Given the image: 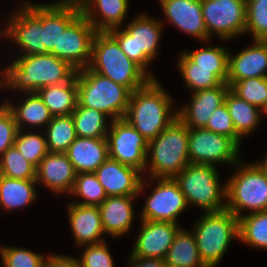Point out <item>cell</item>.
<instances>
[{"instance_id": "6da1fadb", "label": "cell", "mask_w": 267, "mask_h": 267, "mask_svg": "<svg viewBox=\"0 0 267 267\" xmlns=\"http://www.w3.org/2000/svg\"><path fill=\"white\" fill-rule=\"evenodd\" d=\"M12 61L1 71L0 87L20 90L23 94L69 82L77 73V69L69 62L52 53L18 55Z\"/></svg>"}, {"instance_id": "7a4b0ae2", "label": "cell", "mask_w": 267, "mask_h": 267, "mask_svg": "<svg viewBox=\"0 0 267 267\" xmlns=\"http://www.w3.org/2000/svg\"><path fill=\"white\" fill-rule=\"evenodd\" d=\"M172 105L169 93L158 80L151 79L144 87L131 92L124 119L149 142L178 118Z\"/></svg>"}, {"instance_id": "3957f363", "label": "cell", "mask_w": 267, "mask_h": 267, "mask_svg": "<svg viewBox=\"0 0 267 267\" xmlns=\"http://www.w3.org/2000/svg\"><path fill=\"white\" fill-rule=\"evenodd\" d=\"M89 68L127 87L131 92L144 87L151 78L120 48L108 31H97L92 44Z\"/></svg>"}, {"instance_id": "277c9868", "label": "cell", "mask_w": 267, "mask_h": 267, "mask_svg": "<svg viewBox=\"0 0 267 267\" xmlns=\"http://www.w3.org/2000/svg\"><path fill=\"white\" fill-rule=\"evenodd\" d=\"M146 158L145 172L148 171L150 178H175L190 164L188 127L176 118L156 138L149 141Z\"/></svg>"}, {"instance_id": "5b68a950", "label": "cell", "mask_w": 267, "mask_h": 267, "mask_svg": "<svg viewBox=\"0 0 267 267\" xmlns=\"http://www.w3.org/2000/svg\"><path fill=\"white\" fill-rule=\"evenodd\" d=\"M78 103L106 114L110 121L125 117L131 91L110 78L101 76L89 67L76 73Z\"/></svg>"}, {"instance_id": "8992f818", "label": "cell", "mask_w": 267, "mask_h": 267, "mask_svg": "<svg viewBox=\"0 0 267 267\" xmlns=\"http://www.w3.org/2000/svg\"><path fill=\"white\" fill-rule=\"evenodd\" d=\"M192 230L201 260L207 267H215L231 242L239 240V219L227 209L205 212Z\"/></svg>"}, {"instance_id": "52a82bcc", "label": "cell", "mask_w": 267, "mask_h": 267, "mask_svg": "<svg viewBox=\"0 0 267 267\" xmlns=\"http://www.w3.org/2000/svg\"><path fill=\"white\" fill-rule=\"evenodd\" d=\"M127 26L116 27L108 32L118 41L122 51L136 63L151 79H156L148 71V65L155 59L159 50L164 21L147 14H138ZM147 69V70H146Z\"/></svg>"}, {"instance_id": "ba28073f", "label": "cell", "mask_w": 267, "mask_h": 267, "mask_svg": "<svg viewBox=\"0 0 267 267\" xmlns=\"http://www.w3.org/2000/svg\"><path fill=\"white\" fill-rule=\"evenodd\" d=\"M218 173L217 166L190 163L174 178L188 207L194 204L205 212L226 209V184L220 186Z\"/></svg>"}, {"instance_id": "9c48e42d", "label": "cell", "mask_w": 267, "mask_h": 267, "mask_svg": "<svg viewBox=\"0 0 267 267\" xmlns=\"http://www.w3.org/2000/svg\"><path fill=\"white\" fill-rule=\"evenodd\" d=\"M226 181V209L238 219L244 210L267 211V176L253 163L242 164Z\"/></svg>"}, {"instance_id": "30bf717a", "label": "cell", "mask_w": 267, "mask_h": 267, "mask_svg": "<svg viewBox=\"0 0 267 267\" xmlns=\"http://www.w3.org/2000/svg\"><path fill=\"white\" fill-rule=\"evenodd\" d=\"M19 7L0 34L16 43L21 55L48 54L43 37V4L24 1Z\"/></svg>"}, {"instance_id": "8fae6325", "label": "cell", "mask_w": 267, "mask_h": 267, "mask_svg": "<svg viewBox=\"0 0 267 267\" xmlns=\"http://www.w3.org/2000/svg\"><path fill=\"white\" fill-rule=\"evenodd\" d=\"M240 146L231 138L205 128H188V153L191 164L237 165Z\"/></svg>"}, {"instance_id": "7c38bea8", "label": "cell", "mask_w": 267, "mask_h": 267, "mask_svg": "<svg viewBox=\"0 0 267 267\" xmlns=\"http://www.w3.org/2000/svg\"><path fill=\"white\" fill-rule=\"evenodd\" d=\"M201 7L209 37L228 41L245 33L246 0H201Z\"/></svg>"}, {"instance_id": "4fadbf2b", "label": "cell", "mask_w": 267, "mask_h": 267, "mask_svg": "<svg viewBox=\"0 0 267 267\" xmlns=\"http://www.w3.org/2000/svg\"><path fill=\"white\" fill-rule=\"evenodd\" d=\"M109 123L110 128L106 136L109 158L132 166L144 174L148 140L124 118Z\"/></svg>"}, {"instance_id": "5bb4252c", "label": "cell", "mask_w": 267, "mask_h": 267, "mask_svg": "<svg viewBox=\"0 0 267 267\" xmlns=\"http://www.w3.org/2000/svg\"><path fill=\"white\" fill-rule=\"evenodd\" d=\"M156 186L145 200L141 220L178 223V216L188 208L184 194L174 178H150Z\"/></svg>"}, {"instance_id": "9a60e30c", "label": "cell", "mask_w": 267, "mask_h": 267, "mask_svg": "<svg viewBox=\"0 0 267 267\" xmlns=\"http://www.w3.org/2000/svg\"><path fill=\"white\" fill-rule=\"evenodd\" d=\"M97 30L81 13L61 34L59 49L51 53L69 62L75 69L89 67L92 58V44Z\"/></svg>"}, {"instance_id": "2e32d148", "label": "cell", "mask_w": 267, "mask_h": 267, "mask_svg": "<svg viewBox=\"0 0 267 267\" xmlns=\"http://www.w3.org/2000/svg\"><path fill=\"white\" fill-rule=\"evenodd\" d=\"M94 173L107 196L140 195L147 187L141 171L111 158H108Z\"/></svg>"}, {"instance_id": "e0dca14e", "label": "cell", "mask_w": 267, "mask_h": 267, "mask_svg": "<svg viewBox=\"0 0 267 267\" xmlns=\"http://www.w3.org/2000/svg\"><path fill=\"white\" fill-rule=\"evenodd\" d=\"M141 228L136 238L131 256L164 259L174 237L182 227L178 223L141 220Z\"/></svg>"}, {"instance_id": "ac0fdd59", "label": "cell", "mask_w": 267, "mask_h": 267, "mask_svg": "<svg viewBox=\"0 0 267 267\" xmlns=\"http://www.w3.org/2000/svg\"><path fill=\"white\" fill-rule=\"evenodd\" d=\"M230 89L227 83L193 92L189 104L177 110L178 118L188 128H205L212 113L225 103Z\"/></svg>"}, {"instance_id": "d6986e66", "label": "cell", "mask_w": 267, "mask_h": 267, "mask_svg": "<svg viewBox=\"0 0 267 267\" xmlns=\"http://www.w3.org/2000/svg\"><path fill=\"white\" fill-rule=\"evenodd\" d=\"M164 15L180 31L198 40H210L205 27L201 0H159Z\"/></svg>"}, {"instance_id": "ffe728a7", "label": "cell", "mask_w": 267, "mask_h": 267, "mask_svg": "<svg viewBox=\"0 0 267 267\" xmlns=\"http://www.w3.org/2000/svg\"><path fill=\"white\" fill-rule=\"evenodd\" d=\"M267 77V41L253 40L252 46L236 55H228V79L231 87L236 81Z\"/></svg>"}, {"instance_id": "44dd1931", "label": "cell", "mask_w": 267, "mask_h": 267, "mask_svg": "<svg viewBox=\"0 0 267 267\" xmlns=\"http://www.w3.org/2000/svg\"><path fill=\"white\" fill-rule=\"evenodd\" d=\"M76 171L66 153L49 152L36 169V182L43 184L56 195L72 191Z\"/></svg>"}, {"instance_id": "7402d4cb", "label": "cell", "mask_w": 267, "mask_h": 267, "mask_svg": "<svg viewBox=\"0 0 267 267\" xmlns=\"http://www.w3.org/2000/svg\"><path fill=\"white\" fill-rule=\"evenodd\" d=\"M70 230L78 246L98 244L105 241V234L98 206L69 202L67 206Z\"/></svg>"}, {"instance_id": "603a6c76", "label": "cell", "mask_w": 267, "mask_h": 267, "mask_svg": "<svg viewBox=\"0 0 267 267\" xmlns=\"http://www.w3.org/2000/svg\"><path fill=\"white\" fill-rule=\"evenodd\" d=\"M81 14L70 0L43 4V37L46 50L59 49V40L65 29Z\"/></svg>"}, {"instance_id": "cb8c5ba5", "label": "cell", "mask_w": 267, "mask_h": 267, "mask_svg": "<svg viewBox=\"0 0 267 267\" xmlns=\"http://www.w3.org/2000/svg\"><path fill=\"white\" fill-rule=\"evenodd\" d=\"M137 196L139 195L108 196L98 206L102 227L106 235L121 237L131 230L135 216L132 204Z\"/></svg>"}, {"instance_id": "d4e9b609", "label": "cell", "mask_w": 267, "mask_h": 267, "mask_svg": "<svg viewBox=\"0 0 267 267\" xmlns=\"http://www.w3.org/2000/svg\"><path fill=\"white\" fill-rule=\"evenodd\" d=\"M66 155L77 174L95 172L109 158L107 139L76 137Z\"/></svg>"}, {"instance_id": "484cf974", "label": "cell", "mask_w": 267, "mask_h": 267, "mask_svg": "<svg viewBox=\"0 0 267 267\" xmlns=\"http://www.w3.org/2000/svg\"><path fill=\"white\" fill-rule=\"evenodd\" d=\"M179 56L177 67L182 74L186 88L191 89L192 93L227 83L228 68L196 67V64L184 52Z\"/></svg>"}, {"instance_id": "4316f807", "label": "cell", "mask_w": 267, "mask_h": 267, "mask_svg": "<svg viewBox=\"0 0 267 267\" xmlns=\"http://www.w3.org/2000/svg\"><path fill=\"white\" fill-rule=\"evenodd\" d=\"M128 3L129 0H94L82 14L97 31H109L126 21Z\"/></svg>"}, {"instance_id": "83f0119b", "label": "cell", "mask_w": 267, "mask_h": 267, "mask_svg": "<svg viewBox=\"0 0 267 267\" xmlns=\"http://www.w3.org/2000/svg\"><path fill=\"white\" fill-rule=\"evenodd\" d=\"M27 94V95H26ZM22 102L14 106L9 100L3 101L14 116L18 130H23L24 125L41 128L47 126L53 115L36 92H26Z\"/></svg>"}, {"instance_id": "f1b7e54d", "label": "cell", "mask_w": 267, "mask_h": 267, "mask_svg": "<svg viewBox=\"0 0 267 267\" xmlns=\"http://www.w3.org/2000/svg\"><path fill=\"white\" fill-rule=\"evenodd\" d=\"M166 267H207L201 260L192 230L180 228L164 257Z\"/></svg>"}, {"instance_id": "f546056e", "label": "cell", "mask_w": 267, "mask_h": 267, "mask_svg": "<svg viewBox=\"0 0 267 267\" xmlns=\"http://www.w3.org/2000/svg\"><path fill=\"white\" fill-rule=\"evenodd\" d=\"M53 116L70 115L78 103L76 76L69 82L42 87L36 91Z\"/></svg>"}, {"instance_id": "4dcf8cb0", "label": "cell", "mask_w": 267, "mask_h": 267, "mask_svg": "<svg viewBox=\"0 0 267 267\" xmlns=\"http://www.w3.org/2000/svg\"><path fill=\"white\" fill-rule=\"evenodd\" d=\"M36 180L12 179L0 175V206L16 210L26 207L37 198Z\"/></svg>"}, {"instance_id": "1f68e13d", "label": "cell", "mask_w": 267, "mask_h": 267, "mask_svg": "<svg viewBox=\"0 0 267 267\" xmlns=\"http://www.w3.org/2000/svg\"><path fill=\"white\" fill-rule=\"evenodd\" d=\"M225 104L229 110L236 133L241 137H245L257 128L263 111L255 105L236 95L229 89Z\"/></svg>"}, {"instance_id": "d6a6232c", "label": "cell", "mask_w": 267, "mask_h": 267, "mask_svg": "<svg viewBox=\"0 0 267 267\" xmlns=\"http://www.w3.org/2000/svg\"><path fill=\"white\" fill-rule=\"evenodd\" d=\"M77 137L82 138H106L109 131L107 127L108 116L101 111L87 108L77 103L72 112ZM107 122V123H106Z\"/></svg>"}, {"instance_id": "836d02e7", "label": "cell", "mask_w": 267, "mask_h": 267, "mask_svg": "<svg viewBox=\"0 0 267 267\" xmlns=\"http://www.w3.org/2000/svg\"><path fill=\"white\" fill-rule=\"evenodd\" d=\"M45 128L47 148L51 153H66L77 137L71 114L53 116Z\"/></svg>"}, {"instance_id": "e575fe53", "label": "cell", "mask_w": 267, "mask_h": 267, "mask_svg": "<svg viewBox=\"0 0 267 267\" xmlns=\"http://www.w3.org/2000/svg\"><path fill=\"white\" fill-rule=\"evenodd\" d=\"M239 241L255 249H267V211L239 218Z\"/></svg>"}, {"instance_id": "d590c367", "label": "cell", "mask_w": 267, "mask_h": 267, "mask_svg": "<svg viewBox=\"0 0 267 267\" xmlns=\"http://www.w3.org/2000/svg\"><path fill=\"white\" fill-rule=\"evenodd\" d=\"M70 194L76 195L80 200L82 198L80 202L72 201V203L90 206H100L108 197L94 172L78 173Z\"/></svg>"}, {"instance_id": "8d00e7d4", "label": "cell", "mask_w": 267, "mask_h": 267, "mask_svg": "<svg viewBox=\"0 0 267 267\" xmlns=\"http://www.w3.org/2000/svg\"><path fill=\"white\" fill-rule=\"evenodd\" d=\"M36 167L13 145L0 157V175L12 179L36 180Z\"/></svg>"}, {"instance_id": "74e56055", "label": "cell", "mask_w": 267, "mask_h": 267, "mask_svg": "<svg viewBox=\"0 0 267 267\" xmlns=\"http://www.w3.org/2000/svg\"><path fill=\"white\" fill-rule=\"evenodd\" d=\"M45 133H27L18 130L14 146L23 155V157L32 163L36 168L49 153L47 148Z\"/></svg>"}, {"instance_id": "f35d334b", "label": "cell", "mask_w": 267, "mask_h": 267, "mask_svg": "<svg viewBox=\"0 0 267 267\" xmlns=\"http://www.w3.org/2000/svg\"><path fill=\"white\" fill-rule=\"evenodd\" d=\"M267 41V0H246L245 34Z\"/></svg>"}, {"instance_id": "ab89813d", "label": "cell", "mask_w": 267, "mask_h": 267, "mask_svg": "<svg viewBox=\"0 0 267 267\" xmlns=\"http://www.w3.org/2000/svg\"><path fill=\"white\" fill-rule=\"evenodd\" d=\"M230 89L243 100L262 111L267 105V77L236 81Z\"/></svg>"}, {"instance_id": "60d3db41", "label": "cell", "mask_w": 267, "mask_h": 267, "mask_svg": "<svg viewBox=\"0 0 267 267\" xmlns=\"http://www.w3.org/2000/svg\"><path fill=\"white\" fill-rule=\"evenodd\" d=\"M0 257L2 267H42L48 255L37 254L24 248L2 246Z\"/></svg>"}, {"instance_id": "b9f144b4", "label": "cell", "mask_w": 267, "mask_h": 267, "mask_svg": "<svg viewBox=\"0 0 267 267\" xmlns=\"http://www.w3.org/2000/svg\"><path fill=\"white\" fill-rule=\"evenodd\" d=\"M196 67L228 68L229 51L223 46H206L196 51H183Z\"/></svg>"}, {"instance_id": "7bdbcfd3", "label": "cell", "mask_w": 267, "mask_h": 267, "mask_svg": "<svg viewBox=\"0 0 267 267\" xmlns=\"http://www.w3.org/2000/svg\"><path fill=\"white\" fill-rule=\"evenodd\" d=\"M85 249L77 258L80 267H114L112 254L106 242L84 245Z\"/></svg>"}, {"instance_id": "ee69618b", "label": "cell", "mask_w": 267, "mask_h": 267, "mask_svg": "<svg viewBox=\"0 0 267 267\" xmlns=\"http://www.w3.org/2000/svg\"><path fill=\"white\" fill-rule=\"evenodd\" d=\"M205 129L233 139L239 146L241 137L236 133L227 105L224 103L210 116Z\"/></svg>"}, {"instance_id": "f6af8a7d", "label": "cell", "mask_w": 267, "mask_h": 267, "mask_svg": "<svg viewBox=\"0 0 267 267\" xmlns=\"http://www.w3.org/2000/svg\"><path fill=\"white\" fill-rule=\"evenodd\" d=\"M18 128L13 114L4 103L0 105V157L14 145Z\"/></svg>"}, {"instance_id": "bcb514c9", "label": "cell", "mask_w": 267, "mask_h": 267, "mask_svg": "<svg viewBox=\"0 0 267 267\" xmlns=\"http://www.w3.org/2000/svg\"><path fill=\"white\" fill-rule=\"evenodd\" d=\"M45 265L47 267H80L77 258L61 254L48 255Z\"/></svg>"}, {"instance_id": "7dc6e473", "label": "cell", "mask_w": 267, "mask_h": 267, "mask_svg": "<svg viewBox=\"0 0 267 267\" xmlns=\"http://www.w3.org/2000/svg\"><path fill=\"white\" fill-rule=\"evenodd\" d=\"M129 267H166L164 259L140 258L129 255Z\"/></svg>"}, {"instance_id": "c3c4849f", "label": "cell", "mask_w": 267, "mask_h": 267, "mask_svg": "<svg viewBox=\"0 0 267 267\" xmlns=\"http://www.w3.org/2000/svg\"><path fill=\"white\" fill-rule=\"evenodd\" d=\"M81 13L94 1V0H70Z\"/></svg>"}, {"instance_id": "681fc988", "label": "cell", "mask_w": 267, "mask_h": 267, "mask_svg": "<svg viewBox=\"0 0 267 267\" xmlns=\"http://www.w3.org/2000/svg\"><path fill=\"white\" fill-rule=\"evenodd\" d=\"M267 176V154L262 161L254 163Z\"/></svg>"}, {"instance_id": "f907efd6", "label": "cell", "mask_w": 267, "mask_h": 267, "mask_svg": "<svg viewBox=\"0 0 267 267\" xmlns=\"http://www.w3.org/2000/svg\"><path fill=\"white\" fill-rule=\"evenodd\" d=\"M267 115V105H266V107L263 109V115Z\"/></svg>"}]
</instances>
